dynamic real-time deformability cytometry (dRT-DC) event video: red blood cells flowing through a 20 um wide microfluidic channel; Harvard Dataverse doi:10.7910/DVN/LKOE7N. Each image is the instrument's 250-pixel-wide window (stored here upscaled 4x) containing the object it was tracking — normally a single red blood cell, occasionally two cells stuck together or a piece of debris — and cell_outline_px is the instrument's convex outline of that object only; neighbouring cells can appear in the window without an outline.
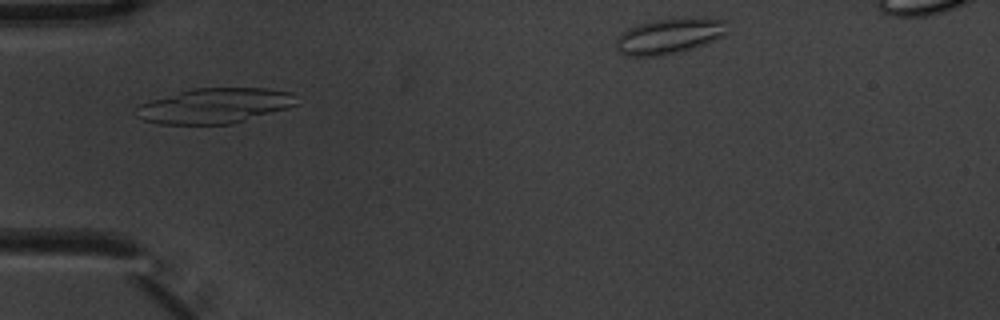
{"species": "common noctule bat (a hibernating species)", "species_latin": "Nyctalus noctula", "temperature_condition": "warm", "stored_images_in_passage": 6, "camera_frame_rate_fps": 3000, "um_per_image_px": 0.085, "animal": {"sex": "male", "body_mass_g": 20.1, "forearm_length_mm": 53.5}, "frame": {"image": 1, "passage_image": 4, "time_ms": 1.0, "image_size_px": [1000, 320], "cell_outline_px": [[300, 104], [288, 108], [232, 124], [160, 124], [144, 120], [136, 116], [136, 108], [140, 104], [152, 100], [192, 88], [264, 88], [292, 92]], "centroid_in_image_um": [18.29, 8.99], "position_along_channel_um": 66.7, "area_um2": 32.83}}
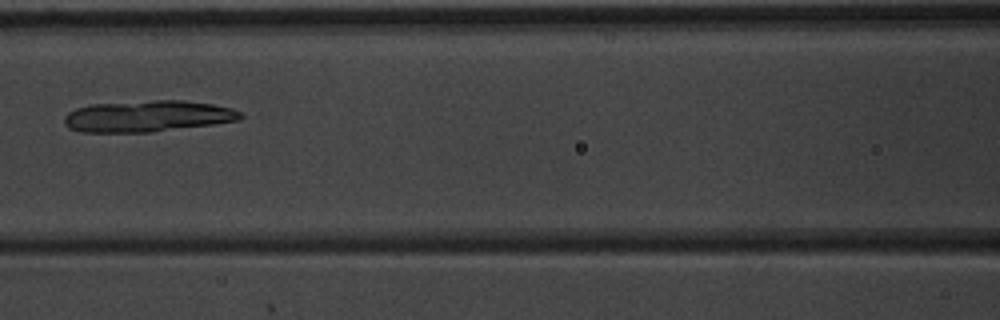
{"frame": {"image": 2, "passage_image": 6, "time_ms": 1.667, "image_size_px": [1000, 320], "cell_outline_px": [[244, 116], [240, 120], [212, 124], [152, 132], [80, 132], [68, 128], [64, 124], [64, 116], [68, 112], [76, 108], [92, 104], [152, 100], [184, 100], [212, 104], [232, 108], [240, 112]], "centroid_in_image_um": [12.53, 9.87], "position_along_channel_um": 154.1, "area_um2": 32.31}}